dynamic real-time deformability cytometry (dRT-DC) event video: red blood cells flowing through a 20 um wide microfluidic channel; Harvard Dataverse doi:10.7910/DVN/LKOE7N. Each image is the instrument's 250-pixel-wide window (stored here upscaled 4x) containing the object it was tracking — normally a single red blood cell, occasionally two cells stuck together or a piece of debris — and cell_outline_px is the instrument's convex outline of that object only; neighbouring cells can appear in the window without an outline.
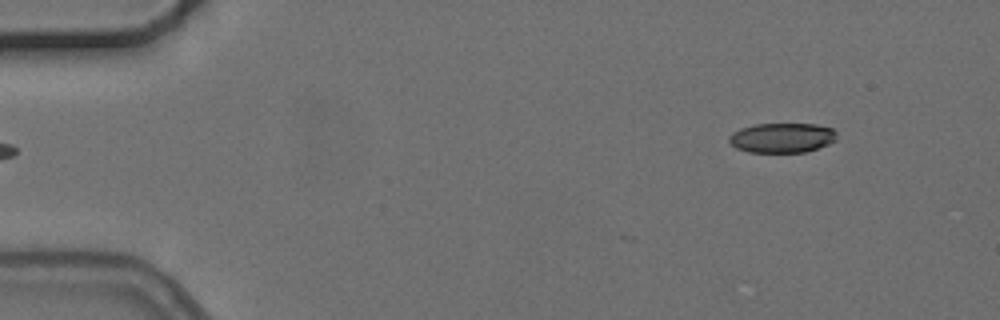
{"species": "common noctule bat (a hibernating species)", "species_latin": "Nyctalus noctula", "temperature_condition": "cold", "stored_images_in_passage": 5, "segment_of_instrument_passage": [2, 2], "camera_frame_rate_fps": 3000, "um_per_image_px": 0.085, "animal": {"sex": "female", "body_mass_g": 24.6, "forearm_length_mm": 56.2}, "frame": {"image": 1, "passage_image": 5, "time_ms": 5.667, "image_size_px": [1000, 320], "cell_outline_px": [[836, 140], [828, 144], [804, 152], [748, 152], [736, 148], [728, 140], [728, 136], [732, 132], [740, 128], [756, 124], [816, 124], [832, 128], [836, 132]], "centroid_in_image_um": [66.45, 11.7], "position_along_channel_um": 18.6, "area_um2": 18.67}}